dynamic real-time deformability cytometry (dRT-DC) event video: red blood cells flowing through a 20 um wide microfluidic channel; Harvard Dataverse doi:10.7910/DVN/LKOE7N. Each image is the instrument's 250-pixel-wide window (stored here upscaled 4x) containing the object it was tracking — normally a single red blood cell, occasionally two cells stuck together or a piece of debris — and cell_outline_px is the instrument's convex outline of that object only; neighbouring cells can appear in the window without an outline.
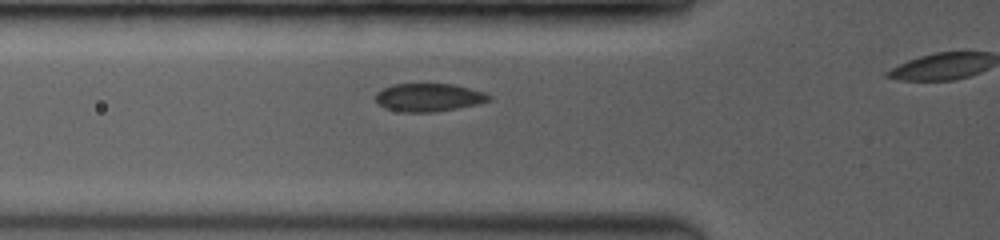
{"species": "common noctule bat (a hibernating species)", "species_latin": "Nyctalus noctula", "temperature_condition": "room temperature", "stored_images_in_passage": 14, "camera_frame_rate_fps": 3500, "um_per_image_px": 0.085, "animal": {"sex": "female", "body_mass_g": 19.0, "forearm_length_mm": 53.3}, "frame": {"image": 1, "passage_image": 7, "time_ms": 2.0, "image_size_px": [1000, 240], "cell_outline_px": [[492, 100], [476, 104], [436, 112], [404, 112], [384, 108], [376, 100], [376, 92], [392, 84], [452, 84], [484, 92], [492, 96]], "centroid_in_image_um": [36.44, 8.28], "position_along_channel_um": 89.4, "area_um2": 18.44}}
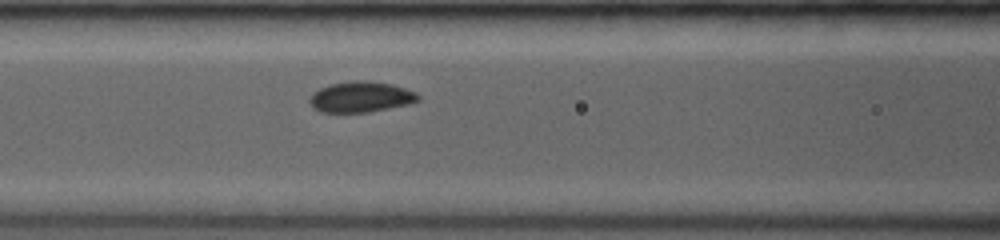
{"frame": {"image": 2, "passage_image": 10, "time_ms": 3.143, "image_size_px": [1000, 240], "cell_outline_px": [[420, 100], [408, 104], [368, 112], [320, 112], [312, 108], [308, 100], [312, 92], [320, 88], [332, 84], [356, 80], [368, 80], [392, 84], [416, 92], [420, 96]], "centroid_in_image_um": [30.65, 8.24], "position_along_channel_um": 136.0, "area_um2": 19.48}}